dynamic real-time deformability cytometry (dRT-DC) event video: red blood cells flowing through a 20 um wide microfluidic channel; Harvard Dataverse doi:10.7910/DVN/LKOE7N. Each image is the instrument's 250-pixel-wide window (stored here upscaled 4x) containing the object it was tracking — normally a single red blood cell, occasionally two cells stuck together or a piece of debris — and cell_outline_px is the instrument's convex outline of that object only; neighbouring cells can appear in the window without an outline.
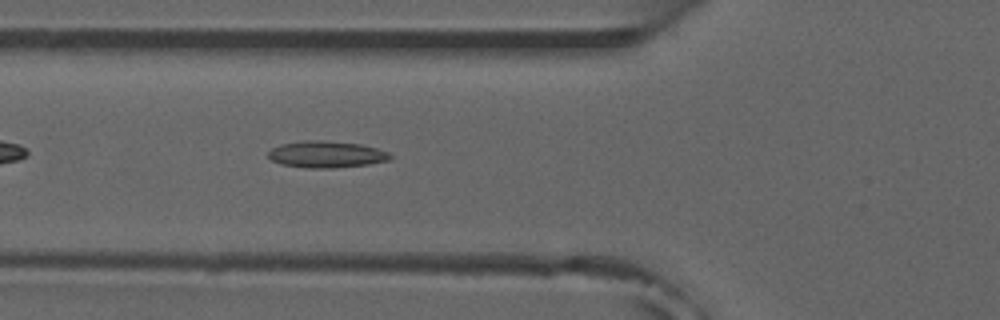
{"species": "common noctule bat (a hibernating species)", "species_latin": "Nyctalus noctula", "temperature_condition": "room temperature", "stored_images_in_passage": 38, "camera_frame_rate_fps": 3000, "um_per_image_px": 0.085, "animal": {"sex": "male", "forearm_length_mm": 52.5}, "frame": {"image": 1, "passage_image": 6, "time_ms": 1.667, "image_size_px": [1000, 320], "cell_outline_px": [[392, 156], [388, 160], [368, 164], [332, 168], [308, 168], [280, 164], [272, 160], [268, 156], [268, 152], [272, 148], [280, 144], [304, 140], [324, 140], [360, 144], [376, 148], [388, 152]], "centroid_in_image_um": [27.71, 13.11], "position_along_channel_um": 98.1, "area_um2": 18.9}, "authors_computed_cell_mechanics": {"area_um2": 17.2822, "velocity_mm_per_s": 3.8756, "shape_relaxation_time_tau1_ms": null, "shape_relaxation_time_tau2_ms": 4.4156, "deformation_change_tau1": null, "deformation_change_tau2": 0.1343}}